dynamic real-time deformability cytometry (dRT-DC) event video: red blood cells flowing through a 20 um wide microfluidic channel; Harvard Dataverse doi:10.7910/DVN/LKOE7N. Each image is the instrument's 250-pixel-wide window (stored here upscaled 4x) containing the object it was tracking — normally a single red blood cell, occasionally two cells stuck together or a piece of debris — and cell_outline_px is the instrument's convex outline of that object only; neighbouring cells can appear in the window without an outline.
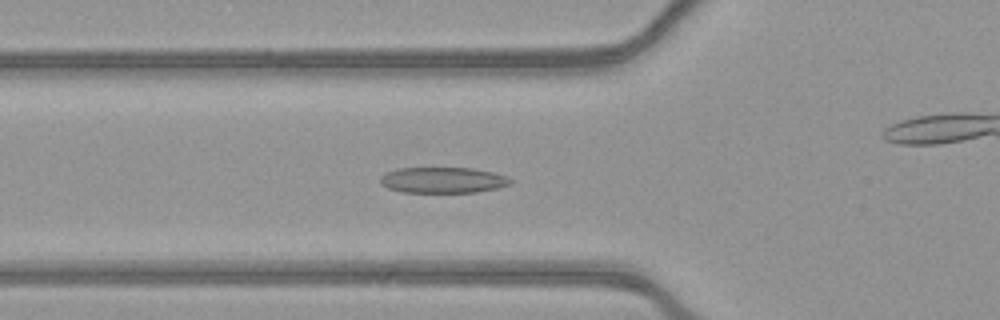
{"species": "common noctule bat (a hibernating species)", "species_latin": "Nyctalus noctula", "temperature_condition": "warm", "stored_images_in_passage": 54, "camera_frame_rate_fps": 3000, "um_per_image_px": 0.085, "animal": {"sex": "female", "body_mass_g": 21.9}, "frame": {"image": 1, "passage_image": 19, "time_ms": 6.0, "image_size_px": [1000, 320], "cell_outline_px": [[512, 180], [508, 184], [496, 188], [476, 192], [400, 192], [388, 188], [380, 184], [380, 176], [388, 172], [400, 168], [472, 168], [492, 172], [504, 176]], "centroid_in_image_um": [37.59, 15.31], "position_along_channel_um": 88.2, "area_um2": 19.36}}
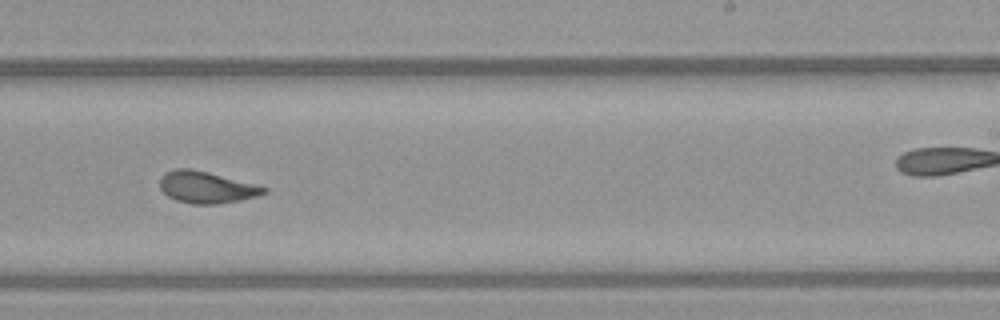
{"frame": {"image": 2, "passage_image": 33, "time_ms": 10.667, "image_size_px": [1000, 320], "cell_outline_px": [[268, 192], [256, 196], [240, 200], [216, 204], [192, 204], [176, 200], [168, 196], [160, 188], [160, 180], [164, 172], [176, 168], [192, 168], [256, 184], [268, 188]], "centroid_in_image_um": [17.54, 15.91], "position_along_channel_um": 271.5, "area_um2": 19.25}}
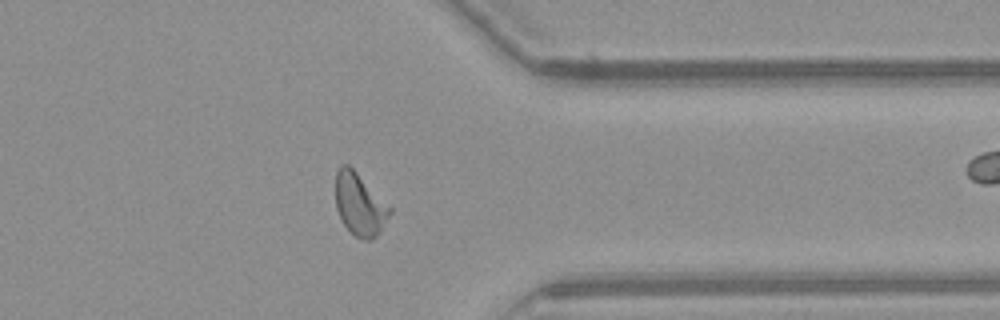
{"frame": {"image": 3, "passage_image": 42, "time_ms": 13.667, "image_size_px": [1000, 320], "cell_outline_px": [[392, 212], [380, 232], [372, 240], [364, 240], [356, 236], [344, 224], [336, 208], [336, 172], [340, 164], [348, 164], [392, 208]], "centroid_in_image_um": [30.58, 17.38], "position_along_channel_um": 380.8, "area_um2": 19.48}, "authors_computed_cell_mechanics": {"area_um2": 19.5942, "velocity_mm_per_s": 3.9168, "shape_relaxation_time_tau1_ms": 6.5403, "shape_relaxation_time_tau2_ms": 1.6073, "deformation_change_tau1": 0.2108, "deformation_change_tau2": 0.0775}}